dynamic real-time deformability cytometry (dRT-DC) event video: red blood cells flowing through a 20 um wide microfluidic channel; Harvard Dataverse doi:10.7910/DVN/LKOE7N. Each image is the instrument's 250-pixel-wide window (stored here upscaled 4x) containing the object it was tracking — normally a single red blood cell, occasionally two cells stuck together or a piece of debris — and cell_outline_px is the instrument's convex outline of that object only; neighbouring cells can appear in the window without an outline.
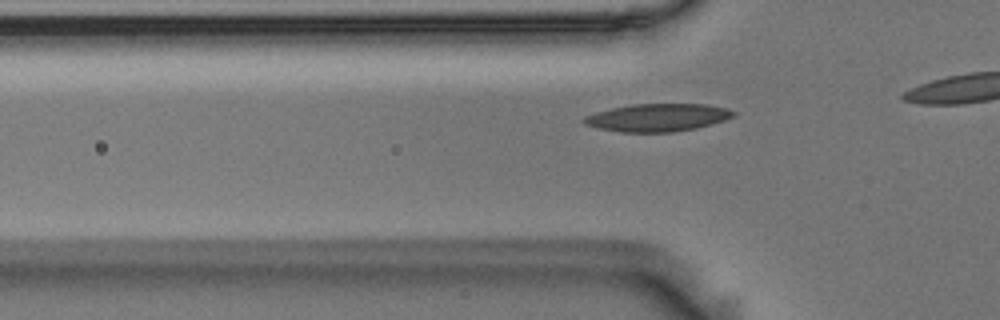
{"species": "Egyptian fruit bat (a non-hibernating species)", "species_latin": "Rousettus aegyptiacus", "temperature_condition": "room temperature", "stored_images_in_passage": 8, "camera_frame_rate_fps": 3000, "um_per_image_px": 0.085, "animal": {"sex": "male"}, "frame": {"image": 1, "passage_image": 2, "time_ms": 0.333, "image_size_px": [1000, 320], "cell_outline_px": [[736, 112], [732, 116], [724, 120], [696, 128], [672, 132], [620, 132], [596, 128], [584, 124], [580, 120], [584, 116], [596, 112], [612, 108], [632, 104], [708, 104], [724, 108]], "centroid_in_image_um": [55.82, 9.99], "position_along_channel_um": 70.0, "area_um2": 24.1}}
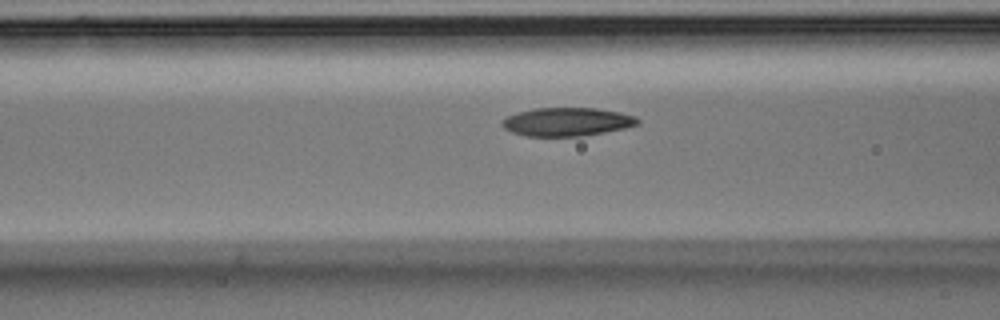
{"frame": {"image": 2, "passage_image": 6, "time_ms": 1.667, "image_size_px": [1000, 320], "cell_outline_px": [[640, 124], [624, 128], [604, 132], [580, 136], [528, 136], [512, 132], [504, 128], [500, 124], [500, 120], [516, 112], [536, 108], [600, 108], [620, 112], [636, 116], [640, 120]], "centroid_in_image_um": [48.2, 10.34], "position_along_channel_um": 118.4, "area_um2": 22.6}}